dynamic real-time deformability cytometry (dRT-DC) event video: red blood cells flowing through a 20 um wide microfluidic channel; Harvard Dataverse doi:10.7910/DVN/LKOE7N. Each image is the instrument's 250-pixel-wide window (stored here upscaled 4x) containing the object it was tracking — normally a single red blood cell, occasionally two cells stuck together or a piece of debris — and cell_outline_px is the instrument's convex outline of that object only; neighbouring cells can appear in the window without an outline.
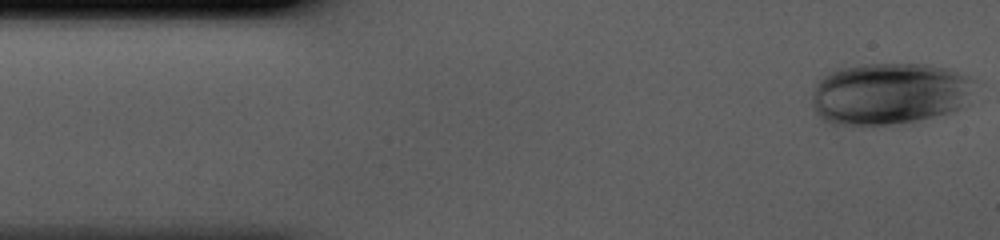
{"species": "human", "species_latin": "Homo sapiens", "temperature_condition": "cold", "stored_images_in_passage": 42, "camera_frame_rate_fps": 3000, "um_per_image_px": 0.085, "donor": {"sex": "male"}, "frame": {"image": 1, "passage_image": 1, "time_ms": 0.0, "image_size_px": [1000, 240], "cell_outline_px": [[972, 80], [960, 104], [956, 108], [948, 112], [904, 124], [832, 124], [824, 120], [816, 112], [812, 104], [812, 92], [816, 84], [832, 68], [860, 64], [928, 64], [944, 68], [964, 76]], "centroid_in_image_um": [75.43, 7.95], "position_along_channel_um": 9.6, "area_um2": 57.63}}
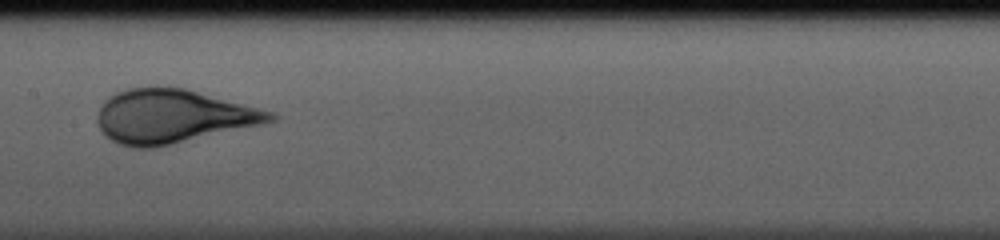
{"frame": {"image": 2, "passage_image": 20, "time_ms": 6.333, "image_size_px": [1000, 240], "cell_outline_px": [[276, 120], [260, 124], [156, 148], [132, 148], [120, 144], [112, 140], [100, 128], [96, 120], [100, 108], [104, 100], [116, 92], [128, 88], [156, 84], [184, 88], [276, 112]], "centroid_in_image_um": [14.66, 9.86], "position_along_channel_um": 192.7, "area_um2": 54.33}}
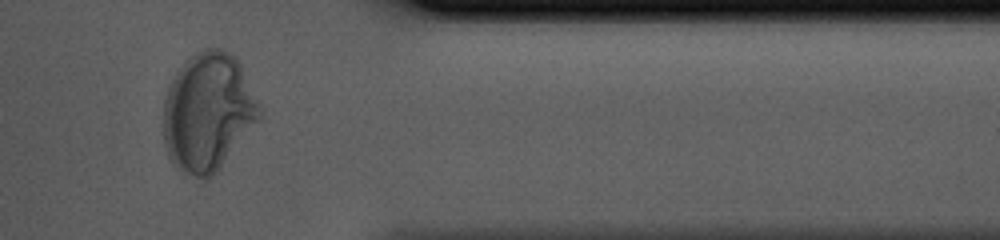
{"frame": {"image": 3, "passage_image": 35, "time_ms": 11.333, "image_size_px": [1000, 240], "cell_outline_px": [[260, 120], [216, 172], [212, 176], [192, 176], [176, 168], [172, 164], [168, 156], [164, 144], [164, 100], [168, 88], [176, 72], [184, 60], [196, 52], [204, 48], [224, 48], [232, 52], [236, 56], [260, 104]], "centroid_in_image_um": [17.68, 9.48], "position_along_channel_um": 393.7, "area_um2": 66.35}}